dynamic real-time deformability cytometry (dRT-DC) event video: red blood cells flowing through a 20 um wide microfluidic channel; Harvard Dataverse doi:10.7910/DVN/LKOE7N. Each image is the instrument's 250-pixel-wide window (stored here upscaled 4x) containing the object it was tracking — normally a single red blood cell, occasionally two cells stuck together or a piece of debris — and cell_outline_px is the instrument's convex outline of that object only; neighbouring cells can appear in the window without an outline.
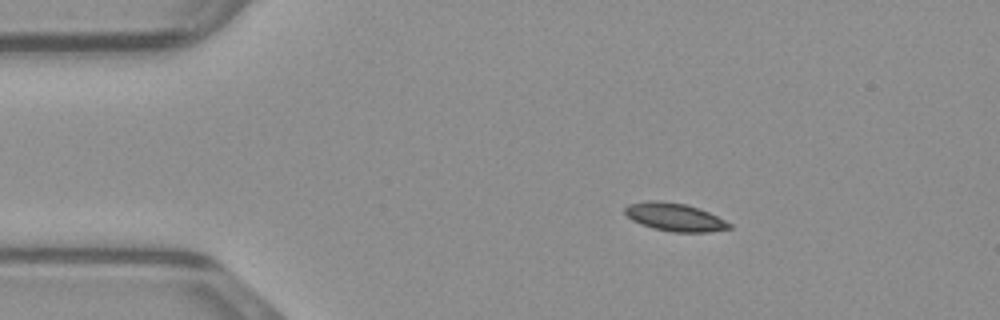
{"species": "common noctule bat (a hibernating species)", "species_latin": "Nyctalus noctula", "temperature_condition": "warm", "stored_images_in_passage": 41, "camera_frame_rate_fps": 3000, "um_per_image_px": 0.085, "animal": {"sex": "male", "body_mass_g": 23.1, "forearm_length_mm": 52.7}, "frame": {"image": 1, "passage_image": 1, "time_ms": 0.0, "image_size_px": [1000, 320], "cell_outline_px": [[732, 228], [708, 232], [672, 232], [652, 228], [640, 224], [632, 220], [624, 212], [624, 208], [628, 204], [648, 200], [660, 200], [684, 204], [700, 208], [732, 224]], "centroid_in_image_um": [57.33, 18.45], "position_along_channel_um": 27.7, "area_um2": 17.11}}
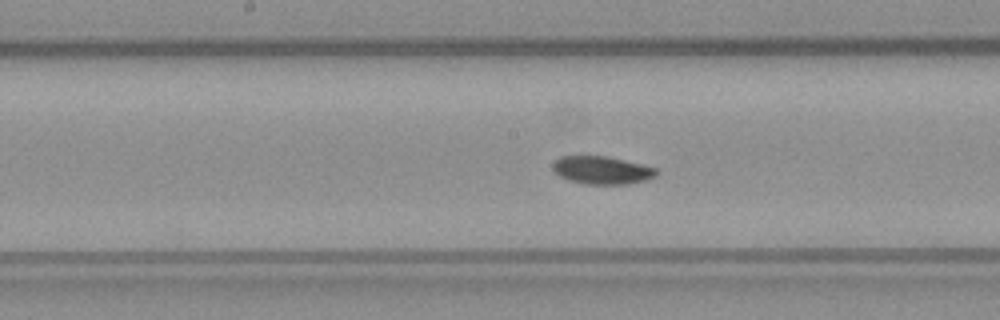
{"frame": {"image": 2, "passage_image": 17, "time_ms": 5.333, "image_size_px": [1000, 320], "cell_outline_px": [[656, 176], [644, 180], [628, 184], [584, 184], [568, 180], [560, 176], [552, 168], [552, 164], [560, 156], [608, 156], [644, 164], [656, 168]], "centroid_in_image_um": [51.16, 14.46], "position_along_channel_um": 197.0, "area_um2": 16.88}}
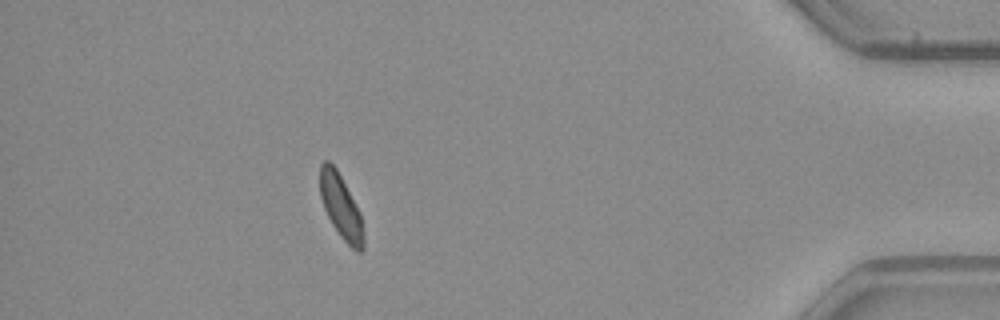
{"frame": {"image": 3, "passage_image": 36, "time_ms": 11.667, "image_size_px": [1000, 320], "cell_outline_px": [[364, 248], [360, 252], [356, 252], [340, 236], [332, 224], [324, 208], [320, 196], [320, 164], [324, 160], [328, 160], [336, 168], [360, 212], [364, 232]], "centroid_in_image_um": [28.98, 17.58], "position_along_channel_um": 406.2, "area_um2": 16.18}}